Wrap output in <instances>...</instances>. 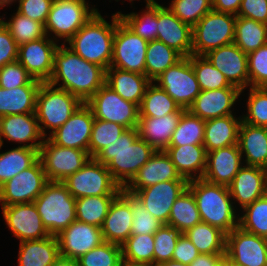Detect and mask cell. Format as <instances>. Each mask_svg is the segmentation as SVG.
Returning a JSON list of instances; mask_svg holds the SVG:
<instances>
[{
	"label": "cell",
	"mask_w": 267,
	"mask_h": 266,
	"mask_svg": "<svg viewBox=\"0 0 267 266\" xmlns=\"http://www.w3.org/2000/svg\"><path fill=\"white\" fill-rule=\"evenodd\" d=\"M105 79V68L86 61L65 44L58 45L50 84L86 103L105 84Z\"/></svg>",
	"instance_id": "1"
},
{
	"label": "cell",
	"mask_w": 267,
	"mask_h": 266,
	"mask_svg": "<svg viewBox=\"0 0 267 266\" xmlns=\"http://www.w3.org/2000/svg\"><path fill=\"white\" fill-rule=\"evenodd\" d=\"M156 150L139 137L138 129H126L94 158L106 165L114 181L124 189Z\"/></svg>",
	"instance_id": "2"
},
{
	"label": "cell",
	"mask_w": 267,
	"mask_h": 266,
	"mask_svg": "<svg viewBox=\"0 0 267 266\" xmlns=\"http://www.w3.org/2000/svg\"><path fill=\"white\" fill-rule=\"evenodd\" d=\"M97 11L65 44L88 62L106 70L113 56V40L117 26V11L110 16V22Z\"/></svg>",
	"instance_id": "3"
},
{
	"label": "cell",
	"mask_w": 267,
	"mask_h": 266,
	"mask_svg": "<svg viewBox=\"0 0 267 266\" xmlns=\"http://www.w3.org/2000/svg\"><path fill=\"white\" fill-rule=\"evenodd\" d=\"M188 189L195 197L202 222L220 229L226 235L238 227L239 211L234 206L228 186L199 178L190 180Z\"/></svg>",
	"instance_id": "4"
},
{
	"label": "cell",
	"mask_w": 267,
	"mask_h": 266,
	"mask_svg": "<svg viewBox=\"0 0 267 266\" xmlns=\"http://www.w3.org/2000/svg\"><path fill=\"white\" fill-rule=\"evenodd\" d=\"M33 203L51 236L59 235L76 220V199L63 182L49 181Z\"/></svg>",
	"instance_id": "5"
},
{
	"label": "cell",
	"mask_w": 267,
	"mask_h": 266,
	"mask_svg": "<svg viewBox=\"0 0 267 266\" xmlns=\"http://www.w3.org/2000/svg\"><path fill=\"white\" fill-rule=\"evenodd\" d=\"M83 104L67 90L42 82L36 96V116L40 130L48 138Z\"/></svg>",
	"instance_id": "6"
},
{
	"label": "cell",
	"mask_w": 267,
	"mask_h": 266,
	"mask_svg": "<svg viewBox=\"0 0 267 266\" xmlns=\"http://www.w3.org/2000/svg\"><path fill=\"white\" fill-rule=\"evenodd\" d=\"M89 3L88 0H54L44 24L46 35L58 44H66L99 10Z\"/></svg>",
	"instance_id": "7"
},
{
	"label": "cell",
	"mask_w": 267,
	"mask_h": 266,
	"mask_svg": "<svg viewBox=\"0 0 267 266\" xmlns=\"http://www.w3.org/2000/svg\"><path fill=\"white\" fill-rule=\"evenodd\" d=\"M237 16L216 12L205 14L192 27V54L204 56L209 51L234 42Z\"/></svg>",
	"instance_id": "8"
},
{
	"label": "cell",
	"mask_w": 267,
	"mask_h": 266,
	"mask_svg": "<svg viewBox=\"0 0 267 266\" xmlns=\"http://www.w3.org/2000/svg\"><path fill=\"white\" fill-rule=\"evenodd\" d=\"M71 195L77 199L87 196L118 195L122 188L114 181L106 165L95 158L63 181Z\"/></svg>",
	"instance_id": "9"
},
{
	"label": "cell",
	"mask_w": 267,
	"mask_h": 266,
	"mask_svg": "<svg viewBox=\"0 0 267 266\" xmlns=\"http://www.w3.org/2000/svg\"><path fill=\"white\" fill-rule=\"evenodd\" d=\"M85 104L91 109L95 119L114 122L127 129L138 126L139 106L123 99L106 84Z\"/></svg>",
	"instance_id": "10"
},
{
	"label": "cell",
	"mask_w": 267,
	"mask_h": 266,
	"mask_svg": "<svg viewBox=\"0 0 267 266\" xmlns=\"http://www.w3.org/2000/svg\"><path fill=\"white\" fill-rule=\"evenodd\" d=\"M85 150L61 147L45 138L39 149V160L49 181L63 182L90 159Z\"/></svg>",
	"instance_id": "11"
},
{
	"label": "cell",
	"mask_w": 267,
	"mask_h": 266,
	"mask_svg": "<svg viewBox=\"0 0 267 266\" xmlns=\"http://www.w3.org/2000/svg\"><path fill=\"white\" fill-rule=\"evenodd\" d=\"M147 44V40L135 34L121 21L117 11V26L110 67L145 75Z\"/></svg>",
	"instance_id": "12"
},
{
	"label": "cell",
	"mask_w": 267,
	"mask_h": 266,
	"mask_svg": "<svg viewBox=\"0 0 267 266\" xmlns=\"http://www.w3.org/2000/svg\"><path fill=\"white\" fill-rule=\"evenodd\" d=\"M153 82L164 89L180 107L186 110L201 92L191 64V55L183 57L174 66L166 69Z\"/></svg>",
	"instance_id": "13"
},
{
	"label": "cell",
	"mask_w": 267,
	"mask_h": 266,
	"mask_svg": "<svg viewBox=\"0 0 267 266\" xmlns=\"http://www.w3.org/2000/svg\"><path fill=\"white\" fill-rule=\"evenodd\" d=\"M48 182L42 163L38 159L31 167L0 186V206L33 203Z\"/></svg>",
	"instance_id": "14"
},
{
	"label": "cell",
	"mask_w": 267,
	"mask_h": 266,
	"mask_svg": "<svg viewBox=\"0 0 267 266\" xmlns=\"http://www.w3.org/2000/svg\"><path fill=\"white\" fill-rule=\"evenodd\" d=\"M188 182V180H169L141 190L125 191L133 194L160 223L168 224L174 201L188 188Z\"/></svg>",
	"instance_id": "15"
},
{
	"label": "cell",
	"mask_w": 267,
	"mask_h": 266,
	"mask_svg": "<svg viewBox=\"0 0 267 266\" xmlns=\"http://www.w3.org/2000/svg\"><path fill=\"white\" fill-rule=\"evenodd\" d=\"M1 209L5 225L20 242L50 236L34 203L12 204L1 206Z\"/></svg>",
	"instance_id": "16"
},
{
	"label": "cell",
	"mask_w": 267,
	"mask_h": 266,
	"mask_svg": "<svg viewBox=\"0 0 267 266\" xmlns=\"http://www.w3.org/2000/svg\"><path fill=\"white\" fill-rule=\"evenodd\" d=\"M226 255L242 266H267V239L238 226L226 235Z\"/></svg>",
	"instance_id": "17"
},
{
	"label": "cell",
	"mask_w": 267,
	"mask_h": 266,
	"mask_svg": "<svg viewBox=\"0 0 267 266\" xmlns=\"http://www.w3.org/2000/svg\"><path fill=\"white\" fill-rule=\"evenodd\" d=\"M58 43L45 36L19 46L17 60L26 71L40 82H48L52 77L54 53Z\"/></svg>",
	"instance_id": "18"
},
{
	"label": "cell",
	"mask_w": 267,
	"mask_h": 266,
	"mask_svg": "<svg viewBox=\"0 0 267 266\" xmlns=\"http://www.w3.org/2000/svg\"><path fill=\"white\" fill-rule=\"evenodd\" d=\"M17 143L19 147L40 149L43 136L36 113L14 114L0 117V145Z\"/></svg>",
	"instance_id": "19"
},
{
	"label": "cell",
	"mask_w": 267,
	"mask_h": 266,
	"mask_svg": "<svg viewBox=\"0 0 267 266\" xmlns=\"http://www.w3.org/2000/svg\"><path fill=\"white\" fill-rule=\"evenodd\" d=\"M214 67L222 72L230 85L241 90L249 87L248 59L235 43L213 49L204 55Z\"/></svg>",
	"instance_id": "20"
},
{
	"label": "cell",
	"mask_w": 267,
	"mask_h": 266,
	"mask_svg": "<svg viewBox=\"0 0 267 266\" xmlns=\"http://www.w3.org/2000/svg\"><path fill=\"white\" fill-rule=\"evenodd\" d=\"M94 116L83 103L71 117L48 138L56 145L88 152Z\"/></svg>",
	"instance_id": "21"
},
{
	"label": "cell",
	"mask_w": 267,
	"mask_h": 266,
	"mask_svg": "<svg viewBox=\"0 0 267 266\" xmlns=\"http://www.w3.org/2000/svg\"><path fill=\"white\" fill-rule=\"evenodd\" d=\"M241 90L237 87H226L216 90H201L188 110L202 120L236 115L235 105L241 102ZM239 98H241L239 100Z\"/></svg>",
	"instance_id": "22"
},
{
	"label": "cell",
	"mask_w": 267,
	"mask_h": 266,
	"mask_svg": "<svg viewBox=\"0 0 267 266\" xmlns=\"http://www.w3.org/2000/svg\"><path fill=\"white\" fill-rule=\"evenodd\" d=\"M60 255L78 260L103 242L101 227L75 220L59 235Z\"/></svg>",
	"instance_id": "23"
},
{
	"label": "cell",
	"mask_w": 267,
	"mask_h": 266,
	"mask_svg": "<svg viewBox=\"0 0 267 266\" xmlns=\"http://www.w3.org/2000/svg\"><path fill=\"white\" fill-rule=\"evenodd\" d=\"M157 40L182 57L192 54V27L174 15L166 4L157 1Z\"/></svg>",
	"instance_id": "24"
},
{
	"label": "cell",
	"mask_w": 267,
	"mask_h": 266,
	"mask_svg": "<svg viewBox=\"0 0 267 266\" xmlns=\"http://www.w3.org/2000/svg\"><path fill=\"white\" fill-rule=\"evenodd\" d=\"M133 219L131 193L122 189L110 204L101 226L104 242L122 246L131 236Z\"/></svg>",
	"instance_id": "25"
},
{
	"label": "cell",
	"mask_w": 267,
	"mask_h": 266,
	"mask_svg": "<svg viewBox=\"0 0 267 266\" xmlns=\"http://www.w3.org/2000/svg\"><path fill=\"white\" fill-rule=\"evenodd\" d=\"M228 187L234 206L240 211L267 194V169L243 165Z\"/></svg>",
	"instance_id": "26"
},
{
	"label": "cell",
	"mask_w": 267,
	"mask_h": 266,
	"mask_svg": "<svg viewBox=\"0 0 267 266\" xmlns=\"http://www.w3.org/2000/svg\"><path fill=\"white\" fill-rule=\"evenodd\" d=\"M239 145H230L207 152L203 179L219 185L229 186L243 167Z\"/></svg>",
	"instance_id": "27"
},
{
	"label": "cell",
	"mask_w": 267,
	"mask_h": 266,
	"mask_svg": "<svg viewBox=\"0 0 267 266\" xmlns=\"http://www.w3.org/2000/svg\"><path fill=\"white\" fill-rule=\"evenodd\" d=\"M187 180L177 172L175 165L165 150H157L139 169L136 176L124 190H141L159 182Z\"/></svg>",
	"instance_id": "28"
},
{
	"label": "cell",
	"mask_w": 267,
	"mask_h": 266,
	"mask_svg": "<svg viewBox=\"0 0 267 266\" xmlns=\"http://www.w3.org/2000/svg\"><path fill=\"white\" fill-rule=\"evenodd\" d=\"M185 110L181 107L178 111L161 117H139L137 126L139 137L156 151L166 150Z\"/></svg>",
	"instance_id": "29"
},
{
	"label": "cell",
	"mask_w": 267,
	"mask_h": 266,
	"mask_svg": "<svg viewBox=\"0 0 267 266\" xmlns=\"http://www.w3.org/2000/svg\"><path fill=\"white\" fill-rule=\"evenodd\" d=\"M238 145L246 166L267 169V127L241 122Z\"/></svg>",
	"instance_id": "30"
},
{
	"label": "cell",
	"mask_w": 267,
	"mask_h": 266,
	"mask_svg": "<svg viewBox=\"0 0 267 266\" xmlns=\"http://www.w3.org/2000/svg\"><path fill=\"white\" fill-rule=\"evenodd\" d=\"M165 152L181 177L188 181L203 177L207 158L203 145L169 146Z\"/></svg>",
	"instance_id": "31"
},
{
	"label": "cell",
	"mask_w": 267,
	"mask_h": 266,
	"mask_svg": "<svg viewBox=\"0 0 267 266\" xmlns=\"http://www.w3.org/2000/svg\"><path fill=\"white\" fill-rule=\"evenodd\" d=\"M228 115L205 121L203 146L206 152L238 144L241 115Z\"/></svg>",
	"instance_id": "32"
},
{
	"label": "cell",
	"mask_w": 267,
	"mask_h": 266,
	"mask_svg": "<svg viewBox=\"0 0 267 266\" xmlns=\"http://www.w3.org/2000/svg\"><path fill=\"white\" fill-rule=\"evenodd\" d=\"M151 83L146 75L124 71L115 67L106 70L105 84L123 99L141 105L147 86Z\"/></svg>",
	"instance_id": "33"
},
{
	"label": "cell",
	"mask_w": 267,
	"mask_h": 266,
	"mask_svg": "<svg viewBox=\"0 0 267 266\" xmlns=\"http://www.w3.org/2000/svg\"><path fill=\"white\" fill-rule=\"evenodd\" d=\"M18 266H51L60 256L57 236L19 242Z\"/></svg>",
	"instance_id": "34"
},
{
	"label": "cell",
	"mask_w": 267,
	"mask_h": 266,
	"mask_svg": "<svg viewBox=\"0 0 267 266\" xmlns=\"http://www.w3.org/2000/svg\"><path fill=\"white\" fill-rule=\"evenodd\" d=\"M42 82L34 79L25 86L11 89L0 87V117L36 112V96Z\"/></svg>",
	"instance_id": "35"
},
{
	"label": "cell",
	"mask_w": 267,
	"mask_h": 266,
	"mask_svg": "<svg viewBox=\"0 0 267 266\" xmlns=\"http://www.w3.org/2000/svg\"><path fill=\"white\" fill-rule=\"evenodd\" d=\"M0 145V150L2 149ZM39 159V149L13 147L0 151V186L23 170L31 167Z\"/></svg>",
	"instance_id": "36"
},
{
	"label": "cell",
	"mask_w": 267,
	"mask_h": 266,
	"mask_svg": "<svg viewBox=\"0 0 267 266\" xmlns=\"http://www.w3.org/2000/svg\"><path fill=\"white\" fill-rule=\"evenodd\" d=\"M183 234L200 254H226V234L210 224L201 221Z\"/></svg>",
	"instance_id": "37"
},
{
	"label": "cell",
	"mask_w": 267,
	"mask_h": 266,
	"mask_svg": "<svg viewBox=\"0 0 267 266\" xmlns=\"http://www.w3.org/2000/svg\"><path fill=\"white\" fill-rule=\"evenodd\" d=\"M183 57L165 43L153 40L148 41L145 56V75L153 82L166 69L174 66Z\"/></svg>",
	"instance_id": "38"
},
{
	"label": "cell",
	"mask_w": 267,
	"mask_h": 266,
	"mask_svg": "<svg viewBox=\"0 0 267 266\" xmlns=\"http://www.w3.org/2000/svg\"><path fill=\"white\" fill-rule=\"evenodd\" d=\"M145 9L128 14L118 11L121 21L147 41L157 40V0L144 1Z\"/></svg>",
	"instance_id": "39"
},
{
	"label": "cell",
	"mask_w": 267,
	"mask_h": 266,
	"mask_svg": "<svg viewBox=\"0 0 267 266\" xmlns=\"http://www.w3.org/2000/svg\"><path fill=\"white\" fill-rule=\"evenodd\" d=\"M233 43L246 54L257 50L267 44V25L253 19L237 16Z\"/></svg>",
	"instance_id": "40"
},
{
	"label": "cell",
	"mask_w": 267,
	"mask_h": 266,
	"mask_svg": "<svg viewBox=\"0 0 267 266\" xmlns=\"http://www.w3.org/2000/svg\"><path fill=\"white\" fill-rule=\"evenodd\" d=\"M201 222L197 203L192 192L187 188L175 201L171 208L168 224L181 233Z\"/></svg>",
	"instance_id": "41"
},
{
	"label": "cell",
	"mask_w": 267,
	"mask_h": 266,
	"mask_svg": "<svg viewBox=\"0 0 267 266\" xmlns=\"http://www.w3.org/2000/svg\"><path fill=\"white\" fill-rule=\"evenodd\" d=\"M180 108V105L164 89L151 82L139 106V117H161L172 114Z\"/></svg>",
	"instance_id": "42"
},
{
	"label": "cell",
	"mask_w": 267,
	"mask_h": 266,
	"mask_svg": "<svg viewBox=\"0 0 267 266\" xmlns=\"http://www.w3.org/2000/svg\"><path fill=\"white\" fill-rule=\"evenodd\" d=\"M5 15L7 14L0 16V21L19 46L46 36L43 23L25 17L17 11L12 13L9 20Z\"/></svg>",
	"instance_id": "43"
},
{
	"label": "cell",
	"mask_w": 267,
	"mask_h": 266,
	"mask_svg": "<svg viewBox=\"0 0 267 266\" xmlns=\"http://www.w3.org/2000/svg\"><path fill=\"white\" fill-rule=\"evenodd\" d=\"M117 195L87 196L76 199V220L101 227L110 204Z\"/></svg>",
	"instance_id": "44"
},
{
	"label": "cell",
	"mask_w": 267,
	"mask_h": 266,
	"mask_svg": "<svg viewBox=\"0 0 267 266\" xmlns=\"http://www.w3.org/2000/svg\"><path fill=\"white\" fill-rule=\"evenodd\" d=\"M205 120L185 110L174 130L169 146L203 145Z\"/></svg>",
	"instance_id": "45"
},
{
	"label": "cell",
	"mask_w": 267,
	"mask_h": 266,
	"mask_svg": "<svg viewBox=\"0 0 267 266\" xmlns=\"http://www.w3.org/2000/svg\"><path fill=\"white\" fill-rule=\"evenodd\" d=\"M238 226L248 233L267 239V194L239 211Z\"/></svg>",
	"instance_id": "46"
},
{
	"label": "cell",
	"mask_w": 267,
	"mask_h": 266,
	"mask_svg": "<svg viewBox=\"0 0 267 266\" xmlns=\"http://www.w3.org/2000/svg\"><path fill=\"white\" fill-rule=\"evenodd\" d=\"M154 243L153 235H131L121 246L122 260L154 266Z\"/></svg>",
	"instance_id": "47"
},
{
	"label": "cell",
	"mask_w": 267,
	"mask_h": 266,
	"mask_svg": "<svg viewBox=\"0 0 267 266\" xmlns=\"http://www.w3.org/2000/svg\"><path fill=\"white\" fill-rule=\"evenodd\" d=\"M246 113H241L242 121L254 126L267 127V87H248Z\"/></svg>",
	"instance_id": "48"
},
{
	"label": "cell",
	"mask_w": 267,
	"mask_h": 266,
	"mask_svg": "<svg viewBox=\"0 0 267 266\" xmlns=\"http://www.w3.org/2000/svg\"><path fill=\"white\" fill-rule=\"evenodd\" d=\"M191 64L201 90L235 87L229 84L222 72L214 67L205 56L191 54Z\"/></svg>",
	"instance_id": "49"
},
{
	"label": "cell",
	"mask_w": 267,
	"mask_h": 266,
	"mask_svg": "<svg viewBox=\"0 0 267 266\" xmlns=\"http://www.w3.org/2000/svg\"><path fill=\"white\" fill-rule=\"evenodd\" d=\"M127 128L101 119H95L92 127L88 153L94 158L103 148L112 144Z\"/></svg>",
	"instance_id": "50"
},
{
	"label": "cell",
	"mask_w": 267,
	"mask_h": 266,
	"mask_svg": "<svg viewBox=\"0 0 267 266\" xmlns=\"http://www.w3.org/2000/svg\"><path fill=\"white\" fill-rule=\"evenodd\" d=\"M77 261L79 266H120L123 261L122 248L115 243L103 242Z\"/></svg>",
	"instance_id": "51"
},
{
	"label": "cell",
	"mask_w": 267,
	"mask_h": 266,
	"mask_svg": "<svg viewBox=\"0 0 267 266\" xmlns=\"http://www.w3.org/2000/svg\"><path fill=\"white\" fill-rule=\"evenodd\" d=\"M168 8L182 22L191 27L212 11V0H169Z\"/></svg>",
	"instance_id": "52"
},
{
	"label": "cell",
	"mask_w": 267,
	"mask_h": 266,
	"mask_svg": "<svg viewBox=\"0 0 267 266\" xmlns=\"http://www.w3.org/2000/svg\"><path fill=\"white\" fill-rule=\"evenodd\" d=\"M182 233L170 225L163 224L154 236V266L172 260L177 240Z\"/></svg>",
	"instance_id": "53"
},
{
	"label": "cell",
	"mask_w": 267,
	"mask_h": 266,
	"mask_svg": "<svg viewBox=\"0 0 267 266\" xmlns=\"http://www.w3.org/2000/svg\"><path fill=\"white\" fill-rule=\"evenodd\" d=\"M131 208L134 217L131 235H154L163 225L145 209V206L133 194H131Z\"/></svg>",
	"instance_id": "54"
},
{
	"label": "cell",
	"mask_w": 267,
	"mask_h": 266,
	"mask_svg": "<svg viewBox=\"0 0 267 266\" xmlns=\"http://www.w3.org/2000/svg\"><path fill=\"white\" fill-rule=\"evenodd\" d=\"M249 87H267V44L247 54Z\"/></svg>",
	"instance_id": "55"
},
{
	"label": "cell",
	"mask_w": 267,
	"mask_h": 266,
	"mask_svg": "<svg viewBox=\"0 0 267 266\" xmlns=\"http://www.w3.org/2000/svg\"><path fill=\"white\" fill-rule=\"evenodd\" d=\"M33 80V77L18 60L8 63L0 68V87L3 89L25 86Z\"/></svg>",
	"instance_id": "56"
},
{
	"label": "cell",
	"mask_w": 267,
	"mask_h": 266,
	"mask_svg": "<svg viewBox=\"0 0 267 266\" xmlns=\"http://www.w3.org/2000/svg\"><path fill=\"white\" fill-rule=\"evenodd\" d=\"M54 0H12L16 3V10L21 15L43 24L46 23L50 8Z\"/></svg>",
	"instance_id": "57"
},
{
	"label": "cell",
	"mask_w": 267,
	"mask_h": 266,
	"mask_svg": "<svg viewBox=\"0 0 267 266\" xmlns=\"http://www.w3.org/2000/svg\"><path fill=\"white\" fill-rule=\"evenodd\" d=\"M19 45L0 21V68L18 58Z\"/></svg>",
	"instance_id": "58"
},
{
	"label": "cell",
	"mask_w": 267,
	"mask_h": 266,
	"mask_svg": "<svg viewBox=\"0 0 267 266\" xmlns=\"http://www.w3.org/2000/svg\"><path fill=\"white\" fill-rule=\"evenodd\" d=\"M237 16L267 25V0H242Z\"/></svg>",
	"instance_id": "59"
},
{
	"label": "cell",
	"mask_w": 267,
	"mask_h": 266,
	"mask_svg": "<svg viewBox=\"0 0 267 266\" xmlns=\"http://www.w3.org/2000/svg\"><path fill=\"white\" fill-rule=\"evenodd\" d=\"M199 255L200 252L197 250V248L182 233L177 240L176 248L172 255V260L190 265Z\"/></svg>",
	"instance_id": "60"
},
{
	"label": "cell",
	"mask_w": 267,
	"mask_h": 266,
	"mask_svg": "<svg viewBox=\"0 0 267 266\" xmlns=\"http://www.w3.org/2000/svg\"><path fill=\"white\" fill-rule=\"evenodd\" d=\"M242 0H212V8L216 12L237 16Z\"/></svg>",
	"instance_id": "61"
},
{
	"label": "cell",
	"mask_w": 267,
	"mask_h": 266,
	"mask_svg": "<svg viewBox=\"0 0 267 266\" xmlns=\"http://www.w3.org/2000/svg\"><path fill=\"white\" fill-rule=\"evenodd\" d=\"M225 254H200L189 266H221Z\"/></svg>",
	"instance_id": "62"
},
{
	"label": "cell",
	"mask_w": 267,
	"mask_h": 266,
	"mask_svg": "<svg viewBox=\"0 0 267 266\" xmlns=\"http://www.w3.org/2000/svg\"><path fill=\"white\" fill-rule=\"evenodd\" d=\"M51 266H79L76 259L59 256Z\"/></svg>",
	"instance_id": "63"
},
{
	"label": "cell",
	"mask_w": 267,
	"mask_h": 266,
	"mask_svg": "<svg viewBox=\"0 0 267 266\" xmlns=\"http://www.w3.org/2000/svg\"><path fill=\"white\" fill-rule=\"evenodd\" d=\"M222 265L223 266H242L241 264H238V263L232 261L226 254L222 260Z\"/></svg>",
	"instance_id": "64"
},
{
	"label": "cell",
	"mask_w": 267,
	"mask_h": 266,
	"mask_svg": "<svg viewBox=\"0 0 267 266\" xmlns=\"http://www.w3.org/2000/svg\"><path fill=\"white\" fill-rule=\"evenodd\" d=\"M156 266H189V265L183 264L181 262H176V261L170 260L168 262L160 263Z\"/></svg>",
	"instance_id": "65"
},
{
	"label": "cell",
	"mask_w": 267,
	"mask_h": 266,
	"mask_svg": "<svg viewBox=\"0 0 267 266\" xmlns=\"http://www.w3.org/2000/svg\"><path fill=\"white\" fill-rule=\"evenodd\" d=\"M12 6V0H0V10H3L4 8H8Z\"/></svg>",
	"instance_id": "66"
},
{
	"label": "cell",
	"mask_w": 267,
	"mask_h": 266,
	"mask_svg": "<svg viewBox=\"0 0 267 266\" xmlns=\"http://www.w3.org/2000/svg\"><path fill=\"white\" fill-rule=\"evenodd\" d=\"M120 266H152V265H147V264H131L125 261H122Z\"/></svg>",
	"instance_id": "67"
},
{
	"label": "cell",
	"mask_w": 267,
	"mask_h": 266,
	"mask_svg": "<svg viewBox=\"0 0 267 266\" xmlns=\"http://www.w3.org/2000/svg\"><path fill=\"white\" fill-rule=\"evenodd\" d=\"M114 1H116V2H119L120 0H114ZM126 1V0H125ZM127 1H129L130 3L129 4H131L132 6H133V4H134V1H136V0H127ZM137 1H140V0H137Z\"/></svg>",
	"instance_id": "68"
}]
</instances>
